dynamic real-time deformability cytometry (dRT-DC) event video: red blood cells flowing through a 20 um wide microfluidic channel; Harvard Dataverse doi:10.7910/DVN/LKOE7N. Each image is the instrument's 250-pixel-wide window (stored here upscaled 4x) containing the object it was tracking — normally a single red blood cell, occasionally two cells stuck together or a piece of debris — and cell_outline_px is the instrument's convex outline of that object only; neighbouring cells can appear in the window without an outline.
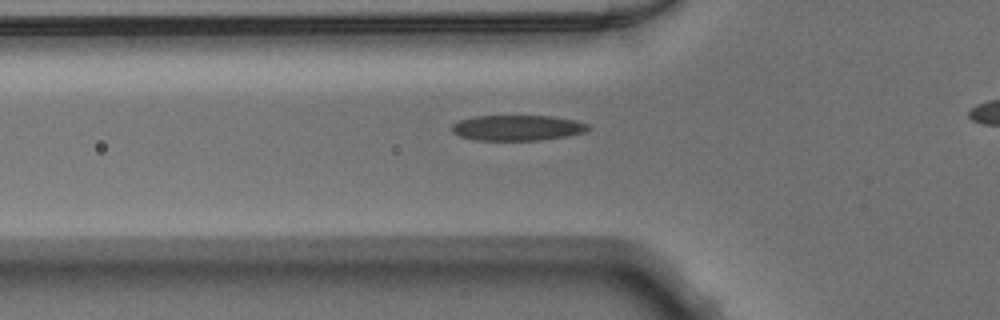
{"species": "Egyptian fruit bat (a non-hibernating species)", "species_latin": "Rousettus aegyptiacus", "temperature_condition": "warm", "stored_images_in_passage": 34, "camera_frame_rate_fps": 3000, "um_per_image_px": 0.085, "animal": {"sex": "male"}, "frame": {"image": 1, "passage_image": 10, "time_ms": 3.0, "image_size_px": [1000, 320], "cell_outline_px": [[592, 128], [584, 132], [564, 136], [540, 140], [476, 140], [460, 136], [452, 132], [452, 124], [460, 120], [476, 116], [552, 116], [576, 120], [588, 124]], "centroid_in_image_um": [43.99, 10.86], "position_along_channel_um": 81.8, "area_um2": 20.17}}
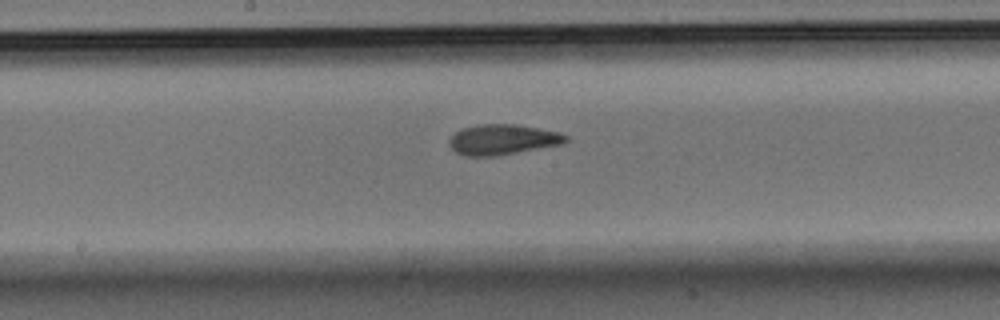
{"frame": {"image": 2, "passage_image": 19, "time_ms": 6.0, "image_size_px": [1000, 320], "cell_outline_px": [[568, 140], [564, 144], [492, 156], [464, 156], [456, 152], [448, 144], [448, 140], [460, 128], [476, 124], [516, 124], [560, 132], [568, 136]], "centroid_in_image_um": [42.71, 11.85], "position_along_channel_um": 205.5, "area_um2": 20.69}}
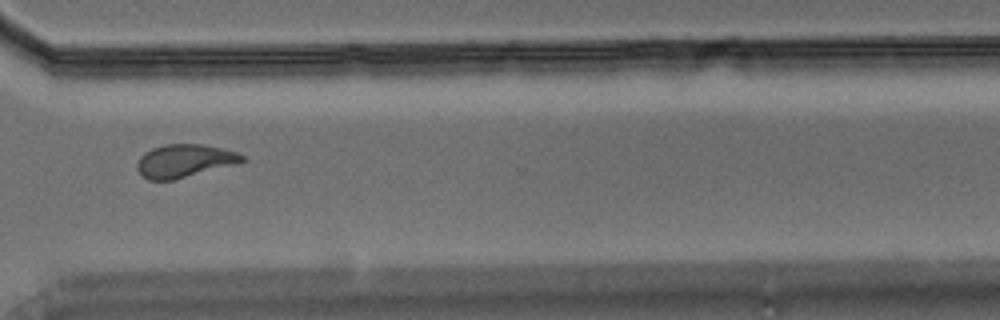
{"frame": {"image": 3, "passage_image": 30, "time_ms": 9.667, "image_size_px": [1000, 320], "cell_outline_px": [[244, 160], [236, 164], [172, 180], [148, 180], [136, 168], [136, 164], [140, 156], [144, 152], [152, 148], [164, 144], [204, 144], [236, 152], [244, 156]], "centroid_in_image_um": [15.64, 13.66], "position_along_channel_um": 355.0, "area_um2": 20.06}}